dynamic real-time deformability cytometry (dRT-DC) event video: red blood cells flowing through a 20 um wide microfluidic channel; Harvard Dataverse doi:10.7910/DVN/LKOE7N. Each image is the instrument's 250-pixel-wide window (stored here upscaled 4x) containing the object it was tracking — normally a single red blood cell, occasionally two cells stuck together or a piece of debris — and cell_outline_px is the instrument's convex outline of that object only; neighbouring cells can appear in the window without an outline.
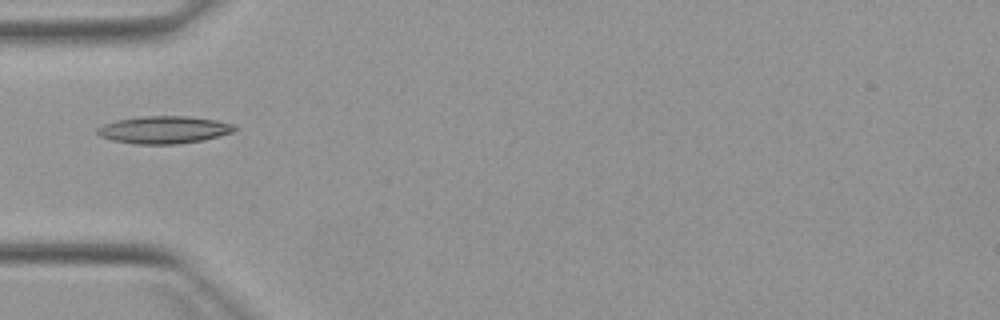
{"species": "Egyptian fruit bat (a non-hibernating species)", "species_latin": "Rousettus aegyptiacus", "temperature_condition": "warm", "stored_images_in_passage": 5, "camera_frame_rate_fps": 3000, "um_per_image_px": 0.085, "animal": {"sex": "female"}, "frame": {"image": 1, "passage_image": 5, "time_ms": 4.667, "image_size_px": [1000, 320], "cell_outline_px": [[236, 128], [232, 132], [204, 140], [176, 144], [136, 144], [112, 140], [100, 136], [96, 132], [96, 128], [104, 124], [116, 120], [140, 116], [188, 116], [216, 120], [232, 124]], "centroid_in_image_um": [13.9, 11.03], "position_along_channel_um": 71.1, "area_um2": 21.91}}